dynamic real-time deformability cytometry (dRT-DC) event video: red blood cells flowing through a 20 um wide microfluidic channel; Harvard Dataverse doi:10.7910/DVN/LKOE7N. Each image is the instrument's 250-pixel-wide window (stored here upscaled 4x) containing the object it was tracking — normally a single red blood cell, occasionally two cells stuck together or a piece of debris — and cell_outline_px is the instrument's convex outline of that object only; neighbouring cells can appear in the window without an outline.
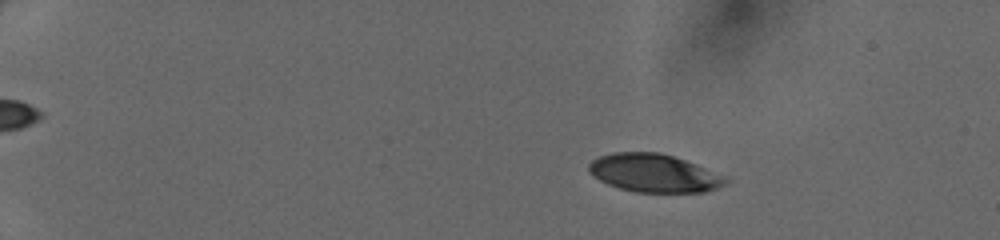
{"species": "human", "species_latin": "Homo sapiens", "temperature_condition": "cold", "stored_images_in_passage": 43, "camera_frame_rate_fps": 3000, "um_per_image_px": 0.085, "donor": {"sex": "female"}, "frame": {"image": 1, "passage_image": 3, "time_ms": 0.667, "image_size_px": [1000, 240], "cell_outline_px": [[728, 180], [724, 184], [716, 188], [704, 192], [636, 192], [620, 188], [608, 184], [600, 180], [588, 172], [588, 164], [592, 160], [600, 156], [616, 152], [660, 152], [696, 164], [728, 176]], "centroid_in_image_um": [55.6, 14.71], "position_along_channel_um": 29.4, "area_um2": 30.35}}
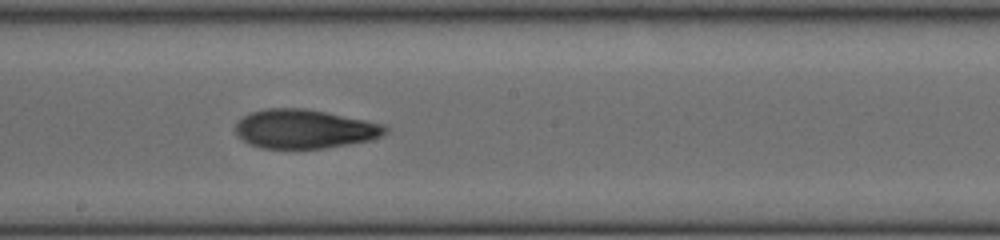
{"frame": {"image": 2, "passage_image": 24, "time_ms": 7.667, "image_size_px": [1000, 240], "cell_outline_px": [[388, 132], [372, 140], [324, 148], [260, 148], [248, 144], [236, 132], [236, 124], [244, 116], [252, 112], [264, 108], [308, 108], [384, 124], [388, 128]], "centroid_in_image_um": [25.91, 10.95], "position_along_channel_um": 222.3, "area_um2": 33.99}}
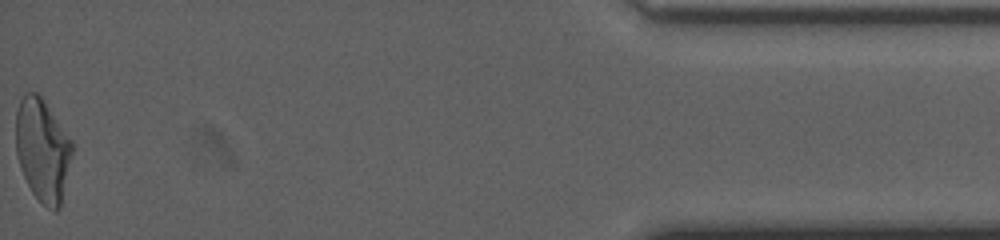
{"frame": {"image": 3, "passage_image": 43, "time_ms": 14.0, "image_size_px": [1000, 240], "cell_outline_px": [[72, 152], [60, 208], [56, 212], [44, 204], [32, 192], [20, 168], [16, 152], [16, 112], [20, 100], [28, 92], [36, 92], [44, 100], [72, 140]], "centroid_in_image_um": [3.61, 12.73], "position_along_channel_um": 431.6, "area_um2": 33.35}}